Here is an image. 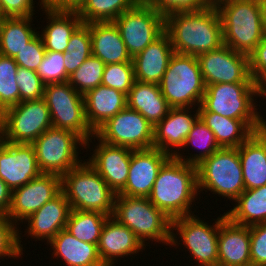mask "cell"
<instances>
[{"instance_id": "cell-1", "label": "cell", "mask_w": 266, "mask_h": 266, "mask_svg": "<svg viewBox=\"0 0 266 266\" xmlns=\"http://www.w3.org/2000/svg\"><path fill=\"white\" fill-rule=\"evenodd\" d=\"M165 31L178 54L197 57L224 45L222 22L214 3L200 10L168 13Z\"/></svg>"}, {"instance_id": "cell-2", "label": "cell", "mask_w": 266, "mask_h": 266, "mask_svg": "<svg viewBox=\"0 0 266 266\" xmlns=\"http://www.w3.org/2000/svg\"><path fill=\"white\" fill-rule=\"evenodd\" d=\"M197 193V166L171 156L159 170L148 199L172 220L192 215Z\"/></svg>"}, {"instance_id": "cell-3", "label": "cell", "mask_w": 266, "mask_h": 266, "mask_svg": "<svg viewBox=\"0 0 266 266\" xmlns=\"http://www.w3.org/2000/svg\"><path fill=\"white\" fill-rule=\"evenodd\" d=\"M261 97L259 83H218L206 86L199 112H214L226 118L242 120L254 133L266 127L256 111L254 96Z\"/></svg>"}, {"instance_id": "cell-4", "label": "cell", "mask_w": 266, "mask_h": 266, "mask_svg": "<svg viewBox=\"0 0 266 266\" xmlns=\"http://www.w3.org/2000/svg\"><path fill=\"white\" fill-rule=\"evenodd\" d=\"M214 4L222 22L224 45L249 56L265 33L258 0H217Z\"/></svg>"}, {"instance_id": "cell-5", "label": "cell", "mask_w": 266, "mask_h": 266, "mask_svg": "<svg viewBox=\"0 0 266 266\" xmlns=\"http://www.w3.org/2000/svg\"><path fill=\"white\" fill-rule=\"evenodd\" d=\"M61 189L71 209L113 215L116 193L87 161L61 177Z\"/></svg>"}, {"instance_id": "cell-6", "label": "cell", "mask_w": 266, "mask_h": 266, "mask_svg": "<svg viewBox=\"0 0 266 266\" xmlns=\"http://www.w3.org/2000/svg\"><path fill=\"white\" fill-rule=\"evenodd\" d=\"M113 218L127 226L144 246L145 241L171 242V219L155 207L148 197L116 194Z\"/></svg>"}, {"instance_id": "cell-7", "label": "cell", "mask_w": 266, "mask_h": 266, "mask_svg": "<svg viewBox=\"0 0 266 266\" xmlns=\"http://www.w3.org/2000/svg\"><path fill=\"white\" fill-rule=\"evenodd\" d=\"M159 86L171 108L200 106L206 85L197 57L174 53Z\"/></svg>"}, {"instance_id": "cell-8", "label": "cell", "mask_w": 266, "mask_h": 266, "mask_svg": "<svg viewBox=\"0 0 266 266\" xmlns=\"http://www.w3.org/2000/svg\"><path fill=\"white\" fill-rule=\"evenodd\" d=\"M197 179L198 192L207 189L235 201L245 191L238 149L220 148L205 158L197 165Z\"/></svg>"}, {"instance_id": "cell-9", "label": "cell", "mask_w": 266, "mask_h": 266, "mask_svg": "<svg viewBox=\"0 0 266 266\" xmlns=\"http://www.w3.org/2000/svg\"><path fill=\"white\" fill-rule=\"evenodd\" d=\"M43 98L49 108L53 128L73 131L85 141L87 148L95 133L85 117L83 95L67 81L45 85Z\"/></svg>"}, {"instance_id": "cell-10", "label": "cell", "mask_w": 266, "mask_h": 266, "mask_svg": "<svg viewBox=\"0 0 266 266\" xmlns=\"http://www.w3.org/2000/svg\"><path fill=\"white\" fill-rule=\"evenodd\" d=\"M85 146V141L73 131L50 128L33 143L37 163L42 173L63 176L81 164L77 148Z\"/></svg>"}, {"instance_id": "cell-11", "label": "cell", "mask_w": 266, "mask_h": 266, "mask_svg": "<svg viewBox=\"0 0 266 266\" xmlns=\"http://www.w3.org/2000/svg\"><path fill=\"white\" fill-rule=\"evenodd\" d=\"M118 27L129 55L133 58L165 31V16L140 0L113 21Z\"/></svg>"}, {"instance_id": "cell-12", "label": "cell", "mask_w": 266, "mask_h": 266, "mask_svg": "<svg viewBox=\"0 0 266 266\" xmlns=\"http://www.w3.org/2000/svg\"><path fill=\"white\" fill-rule=\"evenodd\" d=\"M226 214L218 217L214 225H208L197 216L188 215L172 219L170 245L179 244L173 230H178L185 248L192 254L198 265H213L218 263V232L220 224L226 219ZM200 263V264H199Z\"/></svg>"}, {"instance_id": "cell-13", "label": "cell", "mask_w": 266, "mask_h": 266, "mask_svg": "<svg viewBox=\"0 0 266 266\" xmlns=\"http://www.w3.org/2000/svg\"><path fill=\"white\" fill-rule=\"evenodd\" d=\"M4 141L32 144L52 128L49 108L44 98L23 101L3 111Z\"/></svg>"}, {"instance_id": "cell-14", "label": "cell", "mask_w": 266, "mask_h": 266, "mask_svg": "<svg viewBox=\"0 0 266 266\" xmlns=\"http://www.w3.org/2000/svg\"><path fill=\"white\" fill-rule=\"evenodd\" d=\"M154 127L138 111L125 107L103 124L95 135L103 142L133 150L153 148Z\"/></svg>"}, {"instance_id": "cell-15", "label": "cell", "mask_w": 266, "mask_h": 266, "mask_svg": "<svg viewBox=\"0 0 266 266\" xmlns=\"http://www.w3.org/2000/svg\"><path fill=\"white\" fill-rule=\"evenodd\" d=\"M205 85L257 83L249 72V56L226 45L197 56Z\"/></svg>"}, {"instance_id": "cell-16", "label": "cell", "mask_w": 266, "mask_h": 266, "mask_svg": "<svg viewBox=\"0 0 266 266\" xmlns=\"http://www.w3.org/2000/svg\"><path fill=\"white\" fill-rule=\"evenodd\" d=\"M61 190V176L42 173L37 178L12 191L7 217L13 223L15 222V225H18V221L26 220Z\"/></svg>"}, {"instance_id": "cell-17", "label": "cell", "mask_w": 266, "mask_h": 266, "mask_svg": "<svg viewBox=\"0 0 266 266\" xmlns=\"http://www.w3.org/2000/svg\"><path fill=\"white\" fill-rule=\"evenodd\" d=\"M42 174L32 144H0V178L13 191Z\"/></svg>"}, {"instance_id": "cell-18", "label": "cell", "mask_w": 266, "mask_h": 266, "mask_svg": "<svg viewBox=\"0 0 266 266\" xmlns=\"http://www.w3.org/2000/svg\"><path fill=\"white\" fill-rule=\"evenodd\" d=\"M158 148L132 150L129 175L118 193L130 197H148L163 164L171 157Z\"/></svg>"}, {"instance_id": "cell-19", "label": "cell", "mask_w": 266, "mask_h": 266, "mask_svg": "<svg viewBox=\"0 0 266 266\" xmlns=\"http://www.w3.org/2000/svg\"><path fill=\"white\" fill-rule=\"evenodd\" d=\"M99 145L89 157L88 163L106 181L108 186L118 194L126 185L131 162V148L110 145L93 136Z\"/></svg>"}, {"instance_id": "cell-20", "label": "cell", "mask_w": 266, "mask_h": 266, "mask_svg": "<svg viewBox=\"0 0 266 266\" xmlns=\"http://www.w3.org/2000/svg\"><path fill=\"white\" fill-rule=\"evenodd\" d=\"M190 109L188 107L169 109L168 114L154 126V148H158L173 156L177 152V149L174 151L171 146L174 148L179 147V149L184 146L189 132L199 118V110L197 109L196 113L192 116L188 114L191 113L188 111Z\"/></svg>"}, {"instance_id": "cell-21", "label": "cell", "mask_w": 266, "mask_h": 266, "mask_svg": "<svg viewBox=\"0 0 266 266\" xmlns=\"http://www.w3.org/2000/svg\"><path fill=\"white\" fill-rule=\"evenodd\" d=\"M174 53L170 36L164 31L132 58L135 80L159 85Z\"/></svg>"}, {"instance_id": "cell-22", "label": "cell", "mask_w": 266, "mask_h": 266, "mask_svg": "<svg viewBox=\"0 0 266 266\" xmlns=\"http://www.w3.org/2000/svg\"><path fill=\"white\" fill-rule=\"evenodd\" d=\"M97 247L102 263L113 266L114 260H118L116 257L137 254L145 246L127 226L109 216L103 225Z\"/></svg>"}, {"instance_id": "cell-23", "label": "cell", "mask_w": 266, "mask_h": 266, "mask_svg": "<svg viewBox=\"0 0 266 266\" xmlns=\"http://www.w3.org/2000/svg\"><path fill=\"white\" fill-rule=\"evenodd\" d=\"M70 212V203L61 190L25 220L28 222V229L25 232L33 238L46 239L50 242L59 231L66 227Z\"/></svg>"}, {"instance_id": "cell-24", "label": "cell", "mask_w": 266, "mask_h": 266, "mask_svg": "<svg viewBox=\"0 0 266 266\" xmlns=\"http://www.w3.org/2000/svg\"><path fill=\"white\" fill-rule=\"evenodd\" d=\"M250 227L232 223L226 218L219 226L218 264L246 266L251 264Z\"/></svg>"}, {"instance_id": "cell-25", "label": "cell", "mask_w": 266, "mask_h": 266, "mask_svg": "<svg viewBox=\"0 0 266 266\" xmlns=\"http://www.w3.org/2000/svg\"><path fill=\"white\" fill-rule=\"evenodd\" d=\"M83 98L85 117L94 133L127 106L126 94L102 84L86 92Z\"/></svg>"}, {"instance_id": "cell-26", "label": "cell", "mask_w": 266, "mask_h": 266, "mask_svg": "<svg viewBox=\"0 0 266 266\" xmlns=\"http://www.w3.org/2000/svg\"><path fill=\"white\" fill-rule=\"evenodd\" d=\"M237 149L245 190L266 185V127L253 133Z\"/></svg>"}, {"instance_id": "cell-27", "label": "cell", "mask_w": 266, "mask_h": 266, "mask_svg": "<svg viewBox=\"0 0 266 266\" xmlns=\"http://www.w3.org/2000/svg\"><path fill=\"white\" fill-rule=\"evenodd\" d=\"M90 29L92 55L106 65L132 62L118 27L114 22H93L86 24Z\"/></svg>"}, {"instance_id": "cell-28", "label": "cell", "mask_w": 266, "mask_h": 266, "mask_svg": "<svg viewBox=\"0 0 266 266\" xmlns=\"http://www.w3.org/2000/svg\"><path fill=\"white\" fill-rule=\"evenodd\" d=\"M40 5L50 22L40 35L45 49L66 52L70 37L83 24L82 19L76 12L57 11L45 6V0H41Z\"/></svg>"}, {"instance_id": "cell-29", "label": "cell", "mask_w": 266, "mask_h": 266, "mask_svg": "<svg viewBox=\"0 0 266 266\" xmlns=\"http://www.w3.org/2000/svg\"><path fill=\"white\" fill-rule=\"evenodd\" d=\"M127 107L141 113L153 127L168 114L171 108L158 84L137 80L127 94Z\"/></svg>"}, {"instance_id": "cell-30", "label": "cell", "mask_w": 266, "mask_h": 266, "mask_svg": "<svg viewBox=\"0 0 266 266\" xmlns=\"http://www.w3.org/2000/svg\"><path fill=\"white\" fill-rule=\"evenodd\" d=\"M53 255L61 257L67 266H105L95 244L83 242L74 237L65 228L59 231L48 243Z\"/></svg>"}, {"instance_id": "cell-31", "label": "cell", "mask_w": 266, "mask_h": 266, "mask_svg": "<svg viewBox=\"0 0 266 266\" xmlns=\"http://www.w3.org/2000/svg\"><path fill=\"white\" fill-rule=\"evenodd\" d=\"M199 117L213 132L221 148H238L254 133L242 120L226 118L214 112H199Z\"/></svg>"}, {"instance_id": "cell-32", "label": "cell", "mask_w": 266, "mask_h": 266, "mask_svg": "<svg viewBox=\"0 0 266 266\" xmlns=\"http://www.w3.org/2000/svg\"><path fill=\"white\" fill-rule=\"evenodd\" d=\"M235 202L236 206L225 213L232 223L241 226L266 223V185L245 190Z\"/></svg>"}, {"instance_id": "cell-33", "label": "cell", "mask_w": 266, "mask_h": 266, "mask_svg": "<svg viewBox=\"0 0 266 266\" xmlns=\"http://www.w3.org/2000/svg\"><path fill=\"white\" fill-rule=\"evenodd\" d=\"M32 16L3 17L0 24V54L14 58L38 34Z\"/></svg>"}, {"instance_id": "cell-34", "label": "cell", "mask_w": 266, "mask_h": 266, "mask_svg": "<svg viewBox=\"0 0 266 266\" xmlns=\"http://www.w3.org/2000/svg\"><path fill=\"white\" fill-rule=\"evenodd\" d=\"M108 217L100 212L71 209L65 229L78 240L98 245L103 225Z\"/></svg>"}, {"instance_id": "cell-35", "label": "cell", "mask_w": 266, "mask_h": 266, "mask_svg": "<svg viewBox=\"0 0 266 266\" xmlns=\"http://www.w3.org/2000/svg\"><path fill=\"white\" fill-rule=\"evenodd\" d=\"M140 0H86L76 12L83 24L113 22L123 12L133 8Z\"/></svg>"}, {"instance_id": "cell-36", "label": "cell", "mask_w": 266, "mask_h": 266, "mask_svg": "<svg viewBox=\"0 0 266 266\" xmlns=\"http://www.w3.org/2000/svg\"><path fill=\"white\" fill-rule=\"evenodd\" d=\"M190 144L198 149H202L201 153L194 154V156L190 155L189 158L186 157L185 159V157L183 158L177 151L173 156L178 160L195 166L221 148L218 145L213 132L206 126L200 117L189 132L183 147Z\"/></svg>"}, {"instance_id": "cell-37", "label": "cell", "mask_w": 266, "mask_h": 266, "mask_svg": "<svg viewBox=\"0 0 266 266\" xmlns=\"http://www.w3.org/2000/svg\"><path fill=\"white\" fill-rule=\"evenodd\" d=\"M92 55L90 29L82 24L70 37L63 53L66 74L70 77Z\"/></svg>"}, {"instance_id": "cell-38", "label": "cell", "mask_w": 266, "mask_h": 266, "mask_svg": "<svg viewBox=\"0 0 266 266\" xmlns=\"http://www.w3.org/2000/svg\"><path fill=\"white\" fill-rule=\"evenodd\" d=\"M106 64L99 58L91 55L69 77V84L80 94L84 95L102 83Z\"/></svg>"}, {"instance_id": "cell-39", "label": "cell", "mask_w": 266, "mask_h": 266, "mask_svg": "<svg viewBox=\"0 0 266 266\" xmlns=\"http://www.w3.org/2000/svg\"><path fill=\"white\" fill-rule=\"evenodd\" d=\"M18 65L14 58L0 54V110L19 103V87L16 82Z\"/></svg>"}, {"instance_id": "cell-40", "label": "cell", "mask_w": 266, "mask_h": 266, "mask_svg": "<svg viewBox=\"0 0 266 266\" xmlns=\"http://www.w3.org/2000/svg\"><path fill=\"white\" fill-rule=\"evenodd\" d=\"M134 81L133 62H122L105 66L101 84L127 95Z\"/></svg>"}, {"instance_id": "cell-41", "label": "cell", "mask_w": 266, "mask_h": 266, "mask_svg": "<svg viewBox=\"0 0 266 266\" xmlns=\"http://www.w3.org/2000/svg\"><path fill=\"white\" fill-rule=\"evenodd\" d=\"M36 72L45 85L49 83L67 82L69 80L64 65V56L61 52L46 50L43 60Z\"/></svg>"}, {"instance_id": "cell-42", "label": "cell", "mask_w": 266, "mask_h": 266, "mask_svg": "<svg viewBox=\"0 0 266 266\" xmlns=\"http://www.w3.org/2000/svg\"><path fill=\"white\" fill-rule=\"evenodd\" d=\"M16 82L19 87V103L44 97L45 84L36 71L18 67Z\"/></svg>"}, {"instance_id": "cell-43", "label": "cell", "mask_w": 266, "mask_h": 266, "mask_svg": "<svg viewBox=\"0 0 266 266\" xmlns=\"http://www.w3.org/2000/svg\"><path fill=\"white\" fill-rule=\"evenodd\" d=\"M7 216H0V257H19L23 255L21 233ZM3 256V257H2Z\"/></svg>"}, {"instance_id": "cell-44", "label": "cell", "mask_w": 266, "mask_h": 266, "mask_svg": "<svg viewBox=\"0 0 266 266\" xmlns=\"http://www.w3.org/2000/svg\"><path fill=\"white\" fill-rule=\"evenodd\" d=\"M46 49L38 33L18 54L14 57L17 65L28 70L36 71L41 64Z\"/></svg>"}, {"instance_id": "cell-45", "label": "cell", "mask_w": 266, "mask_h": 266, "mask_svg": "<svg viewBox=\"0 0 266 266\" xmlns=\"http://www.w3.org/2000/svg\"><path fill=\"white\" fill-rule=\"evenodd\" d=\"M158 12L166 16L176 11L200 10L212 4V0H145Z\"/></svg>"}, {"instance_id": "cell-46", "label": "cell", "mask_w": 266, "mask_h": 266, "mask_svg": "<svg viewBox=\"0 0 266 266\" xmlns=\"http://www.w3.org/2000/svg\"><path fill=\"white\" fill-rule=\"evenodd\" d=\"M250 227L251 264L266 266V223Z\"/></svg>"}, {"instance_id": "cell-47", "label": "cell", "mask_w": 266, "mask_h": 266, "mask_svg": "<svg viewBox=\"0 0 266 266\" xmlns=\"http://www.w3.org/2000/svg\"><path fill=\"white\" fill-rule=\"evenodd\" d=\"M249 72L260 85L266 81V31L256 49L249 55Z\"/></svg>"}, {"instance_id": "cell-48", "label": "cell", "mask_w": 266, "mask_h": 266, "mask_svg": "<svg viewBox=\"0 0 266 266\" xmlns=\"http://www.w3.org/2000/svg\"><path fill=\"white\" fill-rule=\"evenodd\" d=\"M33 0H0V14L3 17L33 16Z\"/></svg>"}, {"instance_id": "cell-49", "label": "cell", "mask_w": 266, "mask_h": 266, "mask_svg": "<svg viewBox=\"0 0 266 266\" xmlns=\"http://www.w3.org/2000/svg\"><path fill=\"white\" fill-rule=\"evenodd\" d=\"M86 0H45V6L57 11L77 12Z\"/></svg>"}, {"instance_id": "cell-50", "label": "cell", "mask_w": 266, "mask_h": 266, "mask_svg": "<svg viewBox=\"0 0 266 266\" xmlns=\"http://www.w3.org/2000/svg\"><path fill=\"white\" fill-rule=\"evenodd\" d=\"M12 190L0 178V216H7L11 204Z\"/></svg>"}, {"instance_id": "cell-51", "label": "cell", "mask_w": 266, "mask_h": 266, "mask_svg": "<svg viewBox=\"0 0 266 266\" xmlns=\"http://www.w3.org/2000/svg\"><path fill=\"white\" fill-rule=\"evenodd\" d=\"M260 16L264 30L266 31V0H258Z\"/></svg>"}, {"instance_id": "cell-52", "label": "cell", "mask_w": 266, "mask_h": 266, "mask_svg": "<svg viewBox=\"0 0 266 266\" xmlns=\"http://www.w3.org/2000/svg\"><path fill=\"white\" fill-rule=\"evenodd\" d=\"M4 141L3 111L0 110V144Z\"/></svg>"}, {"instance_id": "cell-53", "label": "cell", "mask_w": 266, "mask_h": 266, "mask_svg": "<svg viewBox=\"0 0 266 266\" xmlns=\"http://www.w3.org/2000/svg\"><path fill=\"white\" fill-rule=\"evenodd\" d=\"M261 96L266 97V81L261 85Z\"/></svg>"}, {"instance_id": "cell-54", "label": "cell", "mask_w": 266, "mask_h": 266, "mask_svg": "<svg viewBox=\"0 0 266 266\" xmlns=\"http://www.w3.org/2000/svg\"><path fill=\"white\" fill-rule=\"evenodd\" d=\"M200 266V265H199ZM201 266H222V265H219L218 263L217 264H213V265H201Z\"/></svg>"}, {"instance_id": "cell-55", "label": "cell", "mask_w": 266, "mask_h": 266, "mask_svg": "<svg viewBox=\"0 0 266 266\" xmlns=\"http://www.w3.org/2000/svg\"><path fill=\"white\" fill-rule=\"evenodd\" d=\"M2 19H3V16L0 14V24H1Z\"/></svg>"}, {"instance_id": "cell-56", "label": "cell", "mask_w": 266, "mask_h": 266, "mask_svg": "<svg viewBox=\"0 0 266 266\" xmlns=\"http://www.w3.org/2000/svg\"><path fill=\"white\" fill-rule=\"evenodd\" d=\"M246 266H258V265H254V264H249V265H246Z\"/></svg>"}]
</instances>
